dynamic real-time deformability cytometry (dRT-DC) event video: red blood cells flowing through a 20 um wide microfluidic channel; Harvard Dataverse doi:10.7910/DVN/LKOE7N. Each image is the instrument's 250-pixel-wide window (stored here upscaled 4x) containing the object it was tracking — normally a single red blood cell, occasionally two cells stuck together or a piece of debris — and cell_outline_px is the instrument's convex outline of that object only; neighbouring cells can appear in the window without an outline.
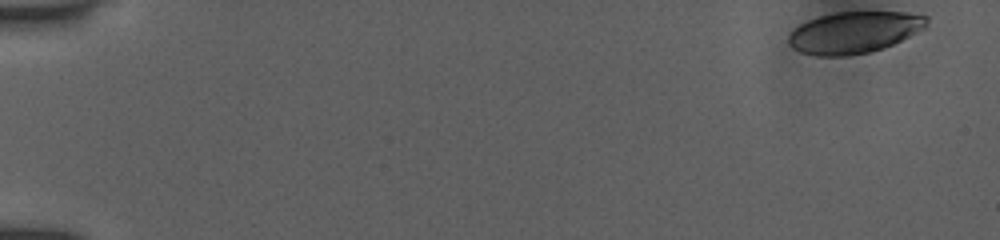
{"species": "human", "species_latin": "Homo sapiens", "temperature_condition": "room temperature", "stored_images_in_passage": 14, "camera_frame_rate_fps": 3000, "um_per_image_px": 0.085, "donor": {"sex": "female"}, "frame": {"image": 1, "passage_image": 1, "time_ms": 0.0, "image_size_px": [1000, 240], "cell_outline_px": [[928, 24], [924, 28], [884, 48], [872, 52], [848, 56], [816, 56], [800, 52], [792, 48], [788, 44], [788, 36], [792, 28], [808, 20], [820, 16], [836, 12], [904, 12], [928, 16]], "centroid_in_image_um": [72.56, 2.76], "position_along_channel_um": 12.4, "area_um2": 33.64}}
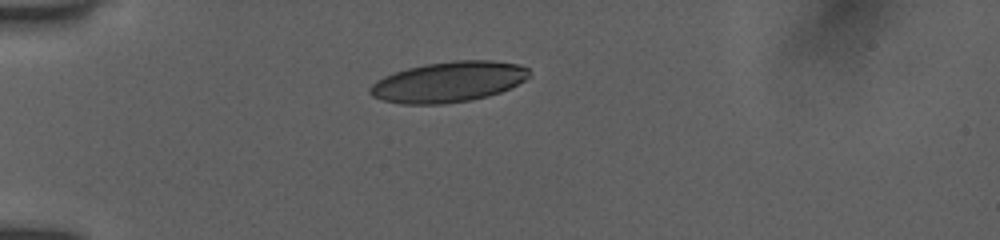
{"frame": {"image": 2, "passage_image": 8, "time_ms": 2.333, "image_size_px": [1000, 240], "cell_outline_px": [[532, 72], [524, 80], [500, 92], [488, 96], [472, 100], [444, 104], [400, 104], [384, 100], [372, 96], [368, 92], [368, 88], [376, 80], [384, 76], [408, 68], [424, 64], [452, 60], [492, 60], [520, 64], [528, 68]], "centroid_in_image_um": [38.11, 6.95], "position_along_channel_um": 46.9, "area_um2": 37.74}}
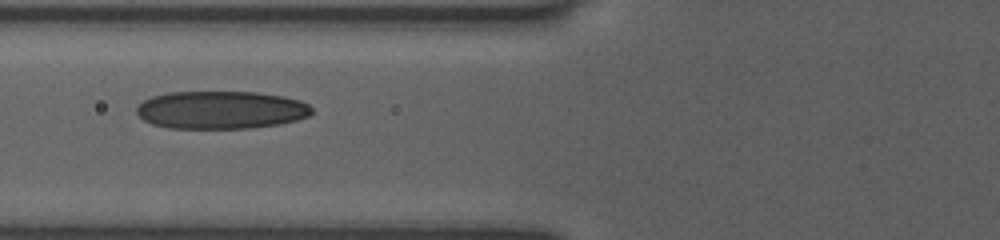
{"frame": {"image": 3, "passage_image": 12, "time_ms": 3.667, "image_size_px": [1000, 240], "cell_outline_px": [[312, 112], [308, 116], [296, 120], [280, 124], [252, 128], [168, 128], [152, 124], [144, 120], [136, 112], [136, 108], [144, 100], [152, 96], [168, 92], [256, 92], [284, 96], [300, 100], [308, 104], [312, 108]], "centroid_in_image_um": [18.79, 9.34], "position_along_channel_um": 107.0, "area_um2": 38.78}}